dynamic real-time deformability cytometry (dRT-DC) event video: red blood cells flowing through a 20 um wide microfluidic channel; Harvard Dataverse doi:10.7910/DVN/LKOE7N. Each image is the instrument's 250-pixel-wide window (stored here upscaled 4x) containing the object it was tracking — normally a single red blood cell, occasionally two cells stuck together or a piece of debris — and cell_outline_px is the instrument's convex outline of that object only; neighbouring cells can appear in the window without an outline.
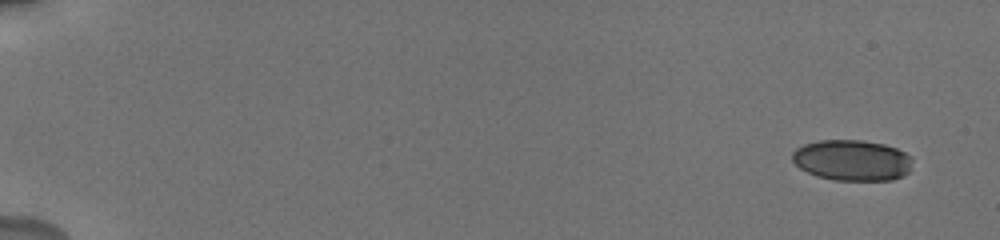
{"species": "human", "species_latin": "Homo sapiens", "temperature_condition": "cold", "stored_images_in_passage": 16, "camera_frame_rate_fps": 3000, "um_per_image_px": 0.085, "donor": {"sex": "male"}, "frame": {"image": 1, "passage_image": 1, "time_ms": 0.0, "image_size_px": [1000, 240], "cell_outline_px": [[912, 156], [908, 172], [904, 176], [892, 180], [836, 180], [816, 176], [800, 168], [792, 160], [792, 152], [796, 148], [804, 144], [820, 140], [860, 140], [884, 144], [896, 148]], "centroid_in_image_um": [72.42, 13.62], "position_along_channel_um": 12.6, "area_um2": 28.61}}
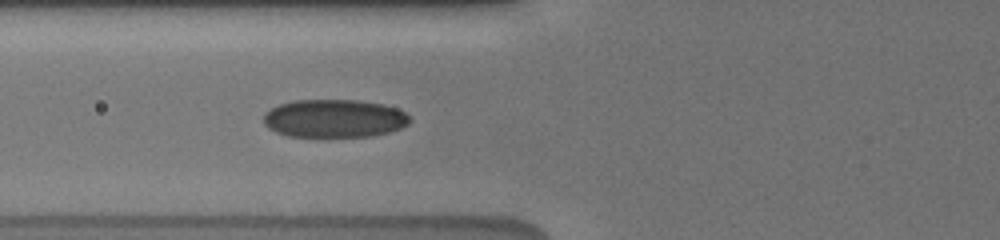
{"frame": {"image": 2, "passage_image": 14, "time_ms": 7.0, "image_size_px": [1000, 240], "cell_outline_px": [[412, 120], [408, 124], [392, 132], [372, 136], [288, 136], [276, 132], [268, 128], [264, 124], [264, 112], [280, 104], [296, 100], [356, 100], [384, 104], [396, 108], [404, 112]], "centroid_in_image_um": [28.43, 10.07], "position_along_channel_um": 97.4, "area_um2": 32.48}}
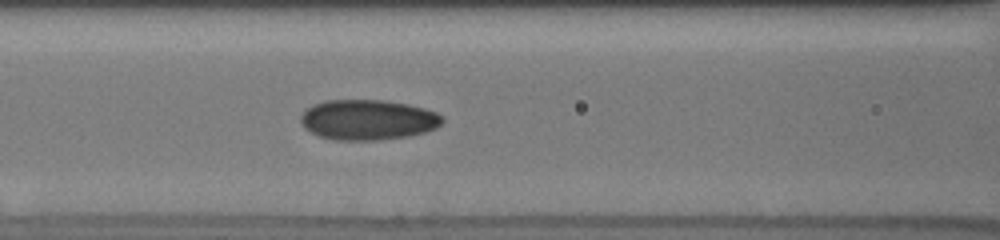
{"frame": {"image": 3, "passage_image": 16, "time_ms": 8.0, "image_size_px": [1000, 240], "cell_outline_px": [[444, 120], [436, 128], [412, 136], [380, 140], [332, 140], [320, 136], [304, 128], [300, 124], [300, 116], [312, 104], [324, 100], [384, 100], [408, 104], [424, 108], [436, 112], [444, 116]], "centroid_in_image_um": [31.27, 10.18], "position_along_channel_um": 135.3, "area_um2": 33.58}}